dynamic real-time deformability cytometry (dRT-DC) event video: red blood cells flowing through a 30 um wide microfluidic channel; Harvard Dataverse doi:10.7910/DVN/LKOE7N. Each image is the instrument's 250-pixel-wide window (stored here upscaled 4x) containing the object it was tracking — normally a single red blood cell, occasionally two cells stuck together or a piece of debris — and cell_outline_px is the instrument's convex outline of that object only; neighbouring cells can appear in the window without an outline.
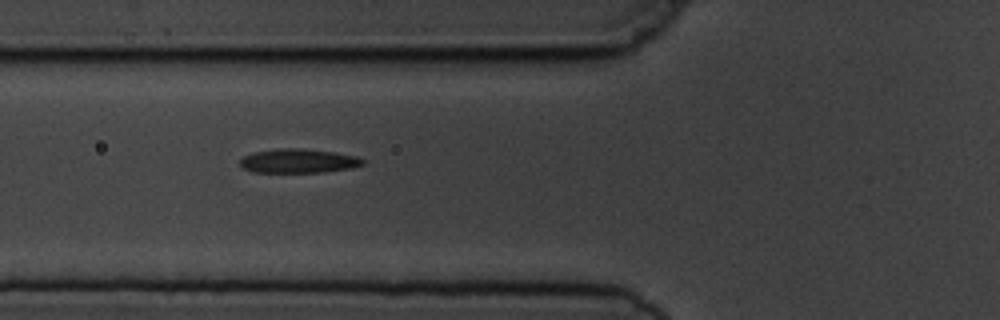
{"species": "common noctule bat (a hibernating species)", "species_latin": "Nyctalus noctula", "temperature_condition": "cold", "stored_images_in_passage": 7, "camera_frame_rate_fps": 3000, "um_per_image_px": 0.085, "animal": {"sex": "male", "body_mass_g": 19.5, "forearm_length_mm": 54.6}, "frame": {"image": 1, "passage_image": 6, "time_ms": 6.0, "image_size_px": [1000, 320], "cell_outline_px": [[364, 164], [352, 168], [324, 172], [252, 172], [244, 168], [240, 164], [240, 160], [244, 156], [252, 152], [280, 148], [304, 148], [332, 152], [356, 156], [364, 160]], "centroid_in_image_um": [25.36, 13.68], "position_along_channel_um": 100.4, "area_um2": 17.22}}
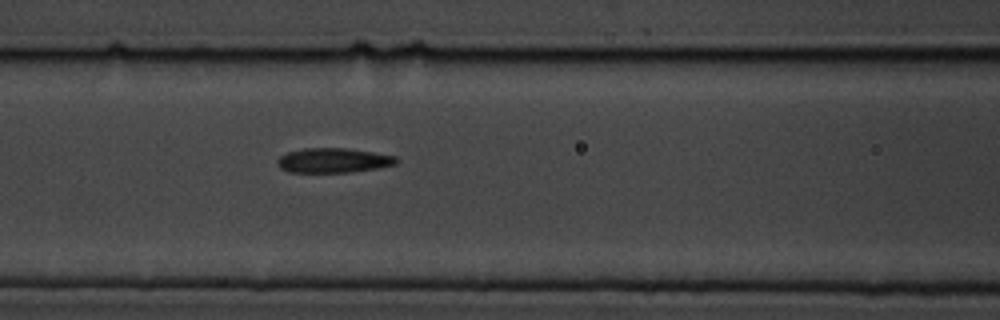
{"frame": {"image": 2, "passage_image": 7, "time_ms": 7.0, "image_size_px": [1000, 320], "cell_outline_px": [[400, 160], [396, 164], [376, 168], [348, 172], [288, 172], [280, 168], [276, 164], [276, 160], [280, 156], [288, 152], [304, 148], [344, 148], [372, 152], [396, 156]], "centroid_in_image_um": [28.31, 13.63], "position_along_channel_um": 138.3, "area_um2": 17.05}}